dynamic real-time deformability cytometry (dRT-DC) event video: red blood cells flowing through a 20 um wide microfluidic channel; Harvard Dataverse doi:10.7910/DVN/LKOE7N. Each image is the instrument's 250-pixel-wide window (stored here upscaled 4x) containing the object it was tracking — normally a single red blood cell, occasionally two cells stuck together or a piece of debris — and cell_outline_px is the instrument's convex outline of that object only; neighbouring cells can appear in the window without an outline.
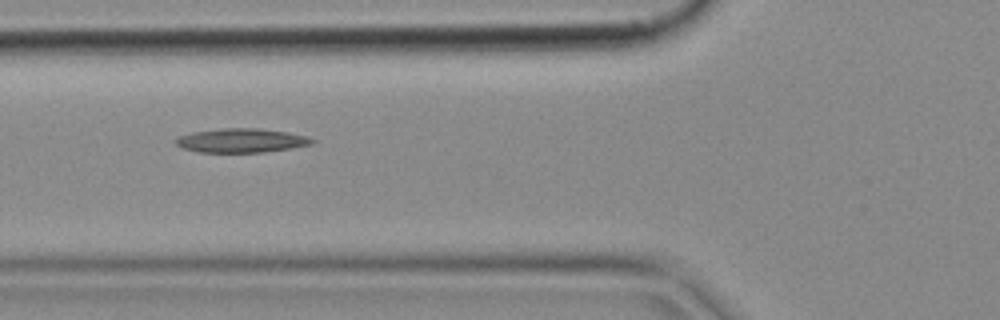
{"species": "common noctule bat (a hibernating species)", "species_latin": "Nyctalus noctula", "temperature_condition": "cold", "stored_images_in_passage": 3, "camera_frame_rate_fps": 3000, "um_per_image_px": 0.085, "animal": {"sex": "female", "body_mass_g": 18.4}, "frame": {"image": 1, "passage_image": 3, "time_ms": 0.667, "image_size_px": [1000, 320], "cell_outline_px": [[316, 140], [312, 144], [264, 152], [200, 152], [184, 148], [176, 144], [176, 136], [192, 132], [224, 128], [260, 128], [288, 132], [308, 136]], "centroid_in_image_um": [20.52, 11.93], "position_along_channel_um": 105.3, "area_um2": 19.02}}